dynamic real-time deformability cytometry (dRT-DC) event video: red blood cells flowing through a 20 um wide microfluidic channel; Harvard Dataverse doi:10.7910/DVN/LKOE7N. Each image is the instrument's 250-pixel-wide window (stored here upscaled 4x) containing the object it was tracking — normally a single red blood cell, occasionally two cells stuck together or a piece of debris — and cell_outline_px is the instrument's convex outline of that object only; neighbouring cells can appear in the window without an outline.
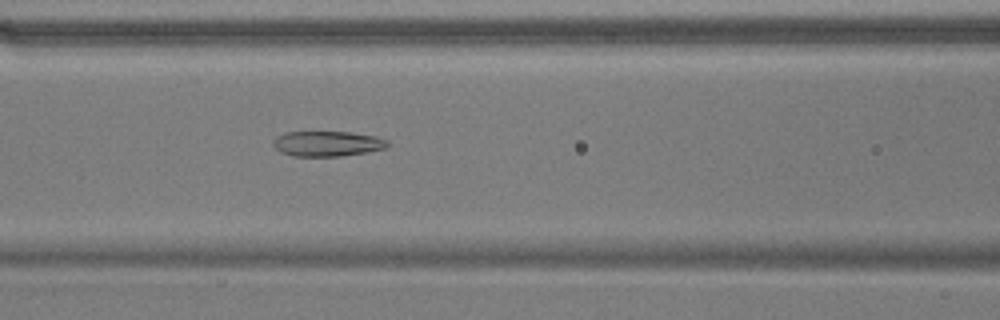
{"species": "common noctule bat (a hibernating species)", "species_latin": "Nyctalus noctula", "temperature_condition": "warm", "stored_images_in_passage": 43, "camera_frame_rate_fps": 3000, "um_per_image_px": 0.085, "animal": {"sex": "male", "body_mass_g": 17.9}, "frame": {"image": 1, "passage_image": 16, "time_ms": 5.0, "image_size_px": [1000, 320], "cell_outline_px": [[388, 144], [384, 148], [364, 152], [340, 156], [292, 156], [280, 152], [272, 144], [272, 140], [276, 136], [284, 132], [348, 132], [376, 136], [388, 140]], "centroid_in_image_um": [27.76, 12.2], "position_along_channel_um": 138.8, "area_um2": 16.76}}
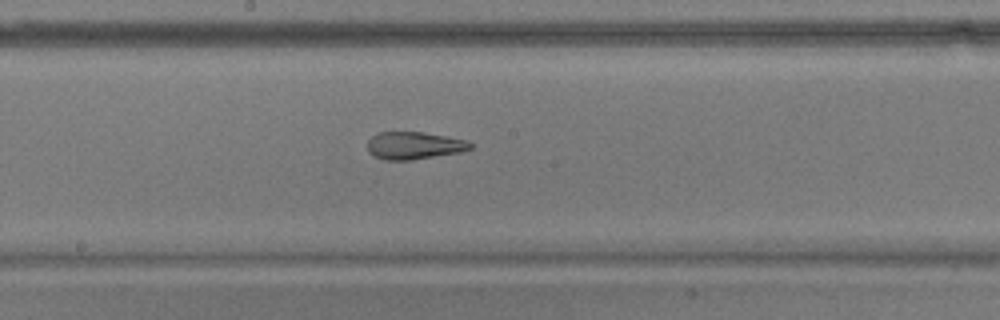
{"frame": {"image": 2, "passage_image": 22, "time_ms": 7.0, "image_size_px": [1000, 320], "cell_outline_px": [[472, 148], [460, 152], [412, 160], [384, 160], [372, 156], [368, 152], [368, 140], [372, 136], [380, 132], [424, 132], [468, 140], [472, 144]], "centroid_in_image_um": [35.19, 12.37], "position_along_channel_um": 213.0, "area_um2": 16.59}}
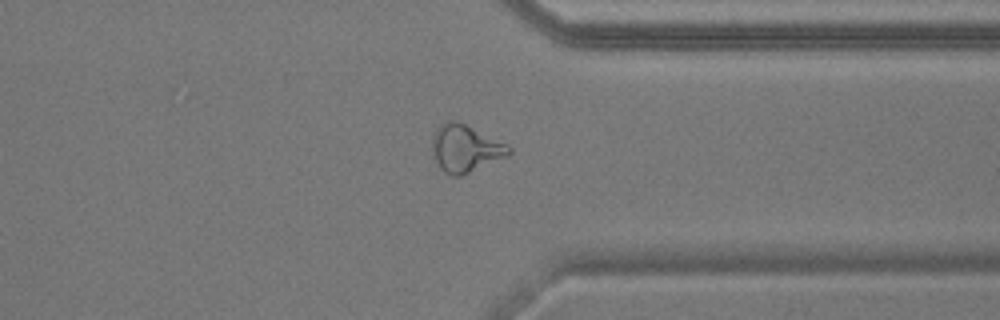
{"frame": {"image": 3, "passage_image": 35, "time_ms": 11.333, "image_size_px": [1000, 320], "cell_outline_px": [[512, 152], [508, 156], [460, 176], [452, 176], [444, 172], [440, 168], [432, 156], [432, 140], [436, 128], [444, 120], [460, 120], [508, 144], [512, 148]], "centroid_in_image_um": [39.55, 12.58], "position_along_channel_um": 371.8, "area_um2": 21.62}}